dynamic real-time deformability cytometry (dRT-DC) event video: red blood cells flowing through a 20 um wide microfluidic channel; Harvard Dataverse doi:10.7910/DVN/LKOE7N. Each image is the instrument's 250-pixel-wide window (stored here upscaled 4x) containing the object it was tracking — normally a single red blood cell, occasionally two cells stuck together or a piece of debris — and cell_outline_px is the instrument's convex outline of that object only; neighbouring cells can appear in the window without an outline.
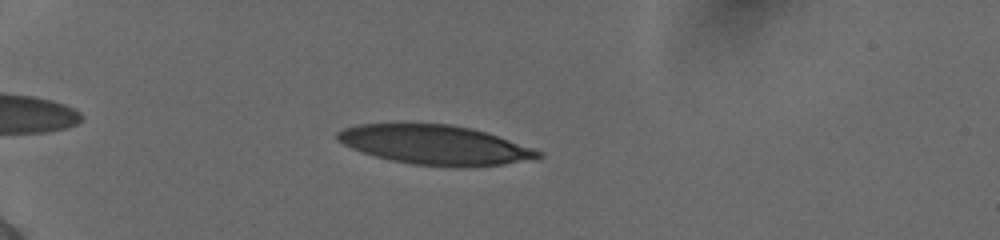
{"species": "human", "species_latin": "Homo sapiens", "temperature_condition": "cold", "stored_images_in_passage": 45, "camera_frame_rate_fps": 3000, "um_per_image_px": 0.085, "donor": {"sex": "female"}, "frame": {"image": 1, "passage_image": 7, "time_ms": 2.0, "image_size_px": [1000, 240], "cell_outline_px": [[544, 156], [540, 160], [504, 164], [464, 168], [452, 168], [412, 164], [392, 160], [376, 156], [352, 148], [336, 140], [336, 132], [344, 128], [360, 124], [448, 124], [472, 128], [544, 152]], "centroid_in_image_um": [37.04, 12.34], "position_along_channel_um": 48.0, "area_um2": 46.3}}
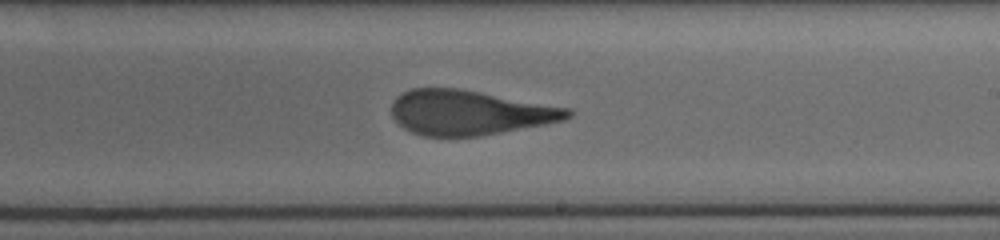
{"frame": {"image": 2, "passage_image": 26, "time_ms": 8.333, "image_size_px": [1000, 240], "cell_outline_px": [[572, 116], [564, 120], [544, 124], [480, 136], [424, 136], [412, 132], [404, 128], [392, 116], [392, 104], [396, 96], [412, 88], [460, 88], [572, 108]], "centroid_in_image_um": [39.92, 9.56], "position_along_channel_um": 249.1, "area_um2": 45.95}}
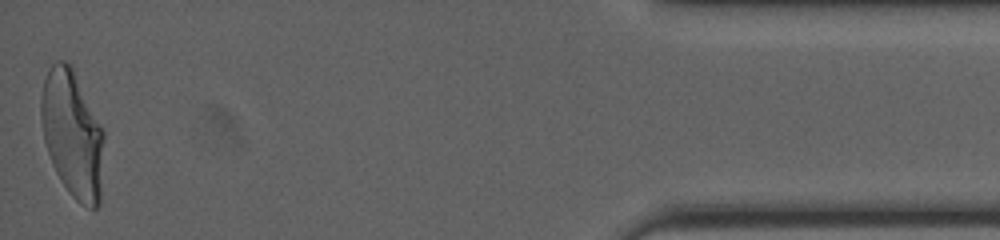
{"frame": {"image": 3, "passage_image": 45, "time_ms": 14.667, "image_size_px": [1000, 240], "cell_outline_px": [[104, 140], [100, 204], [96, 208], [92, 208], [80, 204], [68, 192], [56, 172], [52, 164], [44, 140], [40, 120], [40, 96], [44, 80], [52, 64], [56, 60], [64, 60], [72, 68], [104, 132]], "centroid_in_image_um": [6.14, 11.43], "position_along_channel_um": 429.1, "area_um2": 46.36}, "authors_computed_cell_mechanics": {"area_um2": 46.9914, "velocity_mm_per_s": 3.8877, "shape_relaxation_time_tau1_ms": 9.9854, "shape_relaxation_time_tau2_ms": 1.2485, "deformation_change_tau1": 0.3274, "deformation_change_tau2": 0.1096}}